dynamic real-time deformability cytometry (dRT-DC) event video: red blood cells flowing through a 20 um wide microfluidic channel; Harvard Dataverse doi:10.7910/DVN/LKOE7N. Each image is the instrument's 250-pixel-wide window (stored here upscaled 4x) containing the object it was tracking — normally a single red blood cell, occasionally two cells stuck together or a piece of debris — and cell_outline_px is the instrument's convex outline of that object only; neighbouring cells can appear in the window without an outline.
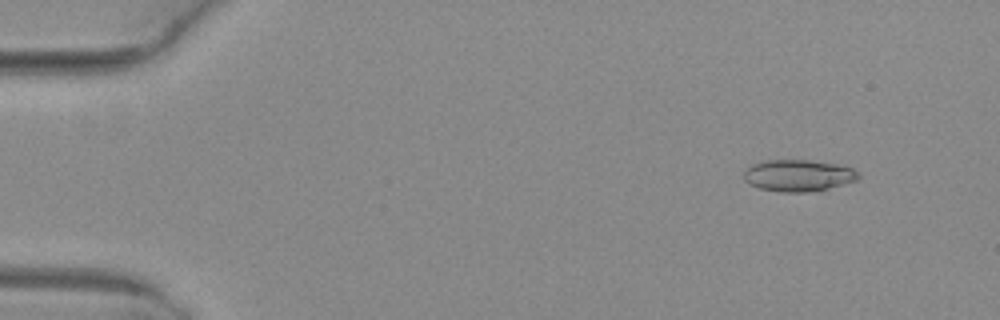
{"species": "common noctule bat (a hibernating species)", "species_latin": "Nyctalus noctula", "temperature_condition": "warm", "stored_images_in_passage": 3, "camera_frame_rate_fps": 3000, "um_per_image_px": 0.085, "animal": {"sex": "female", "body_mass_g": 29.2, "forearm_length_mm": 56.3}, "frame": {"image": 1, "passage_image": 1, "time_ms": 0.0, "image_size_px": [1000, 320], "cell_outline_px": [[860, 176], [856, 180], [828, 188], [804, 192], [780, 192], [760, 188], [744, 180], [744, 172], [752, 164], [764, 160], [808, 160], [836, 164], [852, 168]], "centroid_in_image_um": [67.83, 14.91], "position_along_channel_um": 17.2, "area_um2": 20.81}}